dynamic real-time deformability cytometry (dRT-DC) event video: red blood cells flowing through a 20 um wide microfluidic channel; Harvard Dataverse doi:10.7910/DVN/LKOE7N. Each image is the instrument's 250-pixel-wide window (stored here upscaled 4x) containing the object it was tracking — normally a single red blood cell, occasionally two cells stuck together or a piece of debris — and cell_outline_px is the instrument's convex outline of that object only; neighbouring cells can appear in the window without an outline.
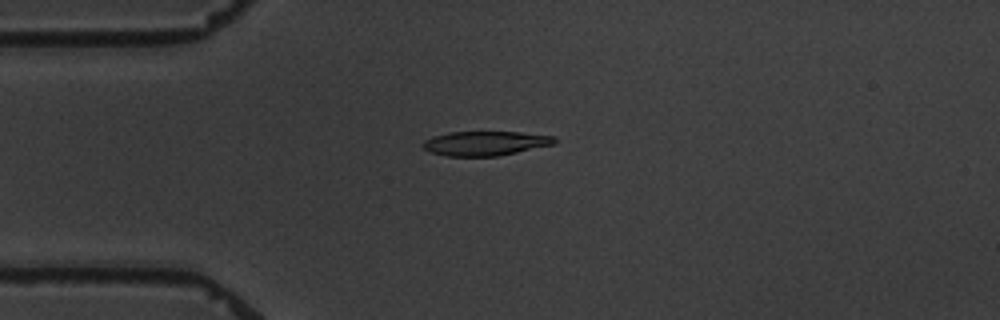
{"species": "common noctule bat (a hibernating species)", "species_latin": "Nyctalus noctula", "temperature_condition": "warm", "stored_images_in_passage": 11, "camera_frame_rate_fps": 3000, "um_per_image_px": 0.085, "animal": {"sex": "male", "body_mass_g": 19.5, "forearm_length_mm": 54.6}, "frame": {"image": 1, "passage_image": 4, "time_ms": 4.333, "image_size_px": [1000, 320], "cell_outline_px": [[556, 144], [496, 156], [448, 156], [432, 152], [424, 148], [420, 144], [424, 140], [432, 136], [448, 132], [520, 132], [556, 136]], "centroid_in_image_um": [41.25, 12.17], "position_along_channel_um": 43.7, "area_um2": 18.73}}
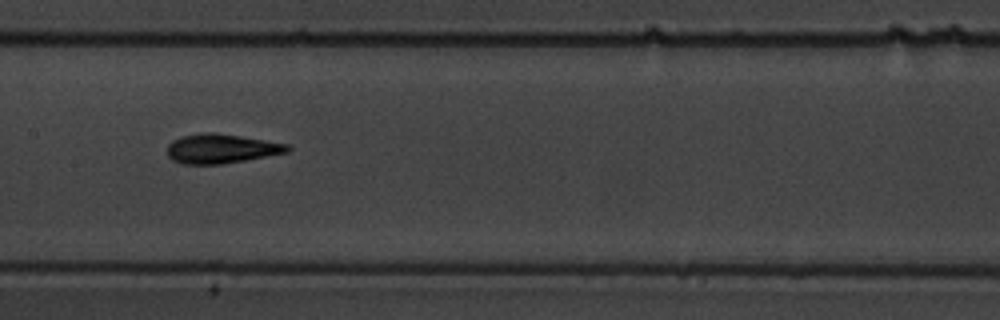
{"frame": {"image": 2, "passage_image": 8, "time_ms": 9.0, "image_size_px": [1000, 320], "cell_outline_px": [[292, 148], [288, 152], [244, 160], [220, 164], [184, 164], [172, 160], [168, 156], [168, 144], [172, 140], [180, 136], [204, 132], [212, 132], [240, 136], [288, 144]], "centroid_in_image_um": [18.77, 12.63], "position_along_channel_um": 188.6, "area_um2": 20.46}}
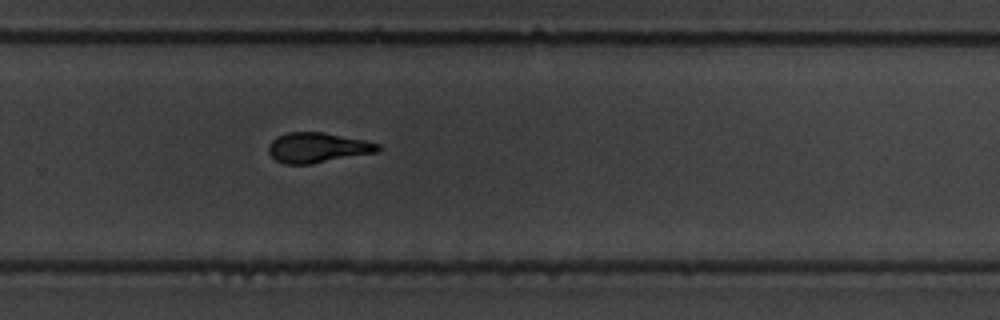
{"frame": {"image": 3, "passage_image": 11, "time_ms": 12.333, "image_size_px": [1000, 320], "cell_outline_px": [[384, 148], [380, 152], [312, 164], [284, 164], [276, 160], [268, 152], [268, 144], [276, 136], [288, 132], [324, 132], [364, 140], [380, 144]], "centroid_in_image_um": [27.03, 12.55], "position_along_channel_um": 302.8, "area_um2": 19.54}}